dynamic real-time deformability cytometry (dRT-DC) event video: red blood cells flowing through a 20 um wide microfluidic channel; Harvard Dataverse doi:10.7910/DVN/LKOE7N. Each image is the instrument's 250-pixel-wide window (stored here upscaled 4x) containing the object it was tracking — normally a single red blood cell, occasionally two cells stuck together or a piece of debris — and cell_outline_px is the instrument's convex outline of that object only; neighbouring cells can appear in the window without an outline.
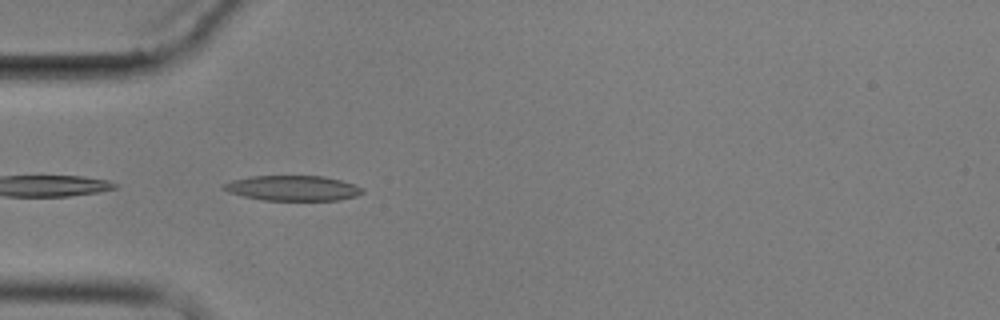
{"species": "common noctule bat (a hibernating species)", "species_latin": "Nyctalus noctula", "temperature_condition": "cold", "stored_images_in_passage": 7, "camera_frame_rate_fps": 3000, "um_per_image_px": 0.085, "animal": {"sex": "male", "body_mass_g": 17.9}, "frame": {"image": 1, "passage_image": 4, "time_ms": 3.333, "image_size_px": [1000, 320], "cell_outline_px": [[364, 192], [356, 196], [340, 200], [264, 200], [244, 196], [228, 192], [220, 188], [220, 184], [232, 180], [248, 176], [324, 176], [340, 180], [364, 188]], "centroid_in_image_um": [24.84, 15.99], "position_along_channel_um": 60.2, "area_um2": 20.46}}
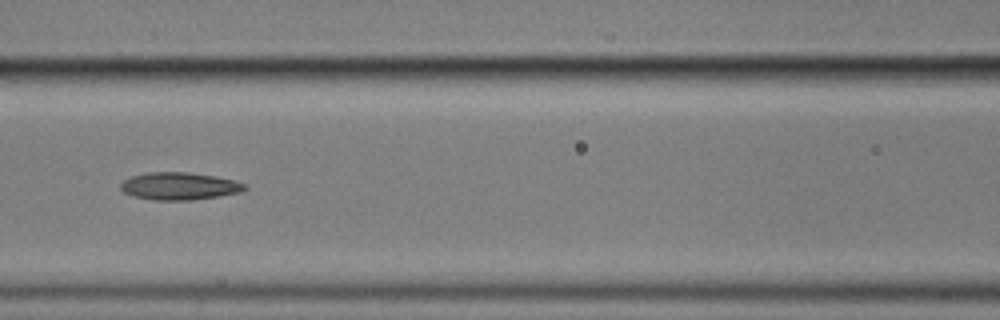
{"frame": {"image": 2, "passage_image": 6, "time_ms": 6.0, "image_size_px": [1000, 320], "cell_outline_px": [[248, 188], [240, 192], [192, 200], [152, 200], [132, 196], [124, 192], [120, 188], [120, 184], [124, 180], [132, 176], [144, 172], [188, 172], [216, 176], [236, 180], [248, 184]], "centroid_in_image_um": [15.25, 15.81], "position_along_channel_um": 151.3, "area_um2": 20.06}}
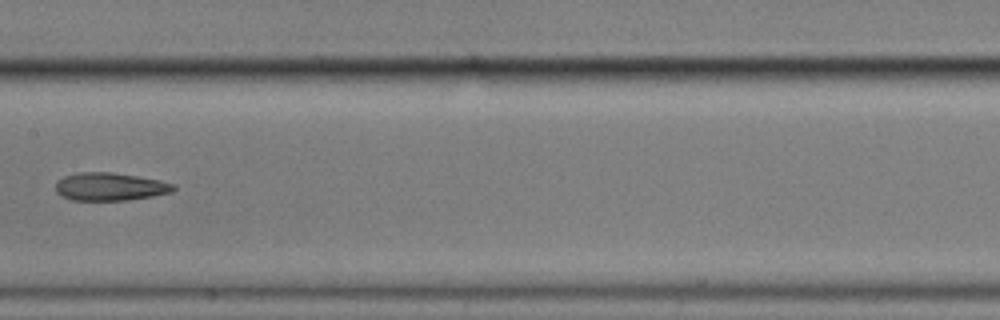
{"frame": {"image": 3, "passage_image": 7, "time_ms": 7.333, "image_size_px": [1000, 320], "cell_outline_px": [[176, 188], [172, 192], [152, 196], [128, 200], [72, 200], [60, 196], [56, 192], [56, 180], [64, 176], [80, 172], [112, 172], [160, 180], [176, 184]], "centroid_in_image_um": [9.34, 15.86], "position_along_channel_um": 198.1, "area_um2": 19.31}}